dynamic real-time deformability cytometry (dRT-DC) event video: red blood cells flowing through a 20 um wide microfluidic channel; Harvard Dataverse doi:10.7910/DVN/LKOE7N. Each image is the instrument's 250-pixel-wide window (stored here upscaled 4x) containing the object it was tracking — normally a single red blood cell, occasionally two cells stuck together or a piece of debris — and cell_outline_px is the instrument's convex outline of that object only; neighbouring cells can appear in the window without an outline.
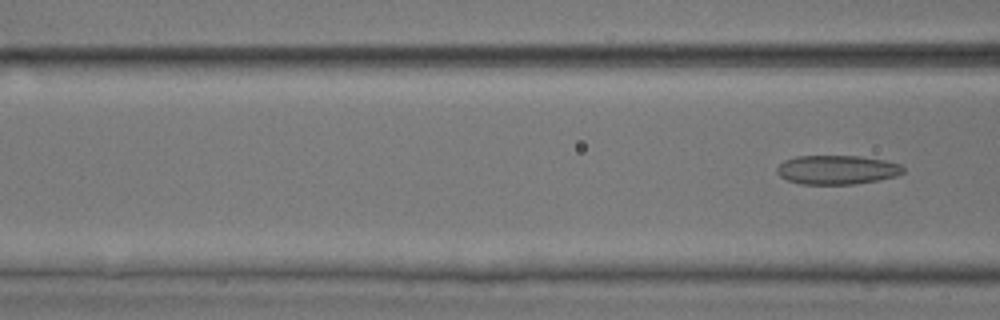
{"species": "common noctule bat (a hibernating species)", "species_latin": "Nyctalus noctula", "temperature_condition": "room temperature", "stored_images_in_passage": 6, "segment_of_instrument_passage": [2, 2], "camera_frame_rate_fps": 3000, "um_per_image_px": 0.085, "animal": {"sex": "male", "body_mass_g": 17.9, "forearm_length_mm": 54.2}, "frame": {"image": 1, "passage_image": 6, "time_ms": 1.667, "image_size_px": [1000, 320], "cell_outline_px": [[904, 172], [896, 176], [856, 184], [800, 184], [788, 180], [780, 176], [776, 172], [776, 168], [784, 160], [796, 156], [860, 156], [884, 160], [900, 164], [904, 168]], "centroid_in_image_um": [71.13, 14.43], "position_along_channel_um": 95.5, "area_um2": 21.39}}